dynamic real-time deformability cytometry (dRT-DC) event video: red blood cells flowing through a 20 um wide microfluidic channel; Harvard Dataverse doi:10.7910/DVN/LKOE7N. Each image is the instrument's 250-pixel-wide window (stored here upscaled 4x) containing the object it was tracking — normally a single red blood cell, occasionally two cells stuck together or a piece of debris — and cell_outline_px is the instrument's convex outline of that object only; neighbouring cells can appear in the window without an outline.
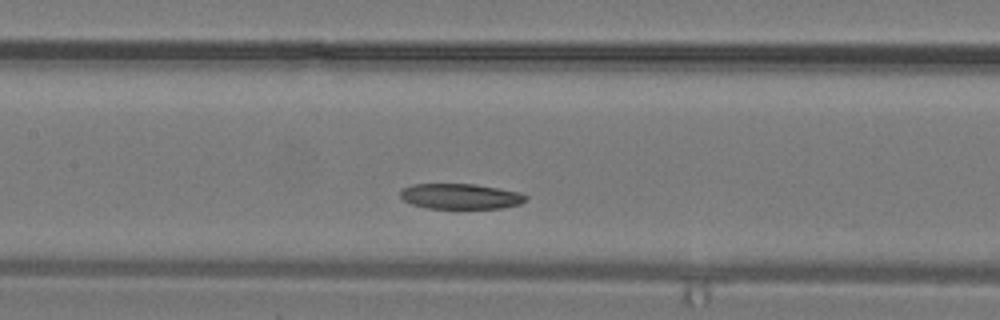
{"species": "common noctule bat (a hibernating species)", "species_latin": "Nyctalus noctula", "temperature_condition": "warm", "stored_images_in_passage": 26, "camera_frame_rate_fps": 3000, "um_per_image_px": 0.085, "animal": {"sex": "male", "body_mass_g": 19.2, "forearm_length_mm": 51.8}, "frame": {"image": 1, "passage_image": 8, "time_ms": 2.333, "image_size_px": [1000, 320], "cell_outline_px": [[528, 200], [520, 204], [504, 208], [428, 208], [412, 204], [404, 200], [400, 196], [400, 192], [404, 188], [412, 184], [476, 184], [520, 192], [528, 196]], "centroid_in_image_um": [39.19, 16.69], "position_along_channel_um": 168.2, "area_um2": 18.61}}
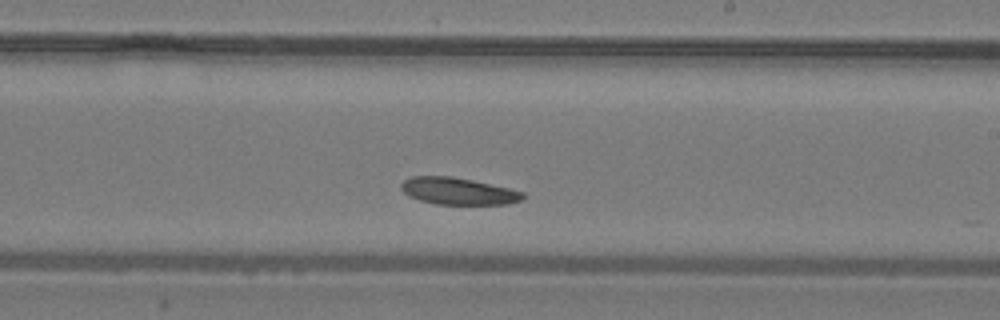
{"frame": {"image": 2, "passage_image": 12, "time_ms": 3.667, "image_size_px": [1000, 320], "cell_outline_px": [[524, 196], [520, 200], [508, 204], [436, 204], [420, 200], [408, 196], [400, 188], [400, 184], [404, 180], [412, 176], [452, 176], [472, 180], [508, 188], [524, 192]], "centroid_in_image_um": [38.9, 16.24], "position_along_channel_um": 250.1, "area_um2": 19.02}}